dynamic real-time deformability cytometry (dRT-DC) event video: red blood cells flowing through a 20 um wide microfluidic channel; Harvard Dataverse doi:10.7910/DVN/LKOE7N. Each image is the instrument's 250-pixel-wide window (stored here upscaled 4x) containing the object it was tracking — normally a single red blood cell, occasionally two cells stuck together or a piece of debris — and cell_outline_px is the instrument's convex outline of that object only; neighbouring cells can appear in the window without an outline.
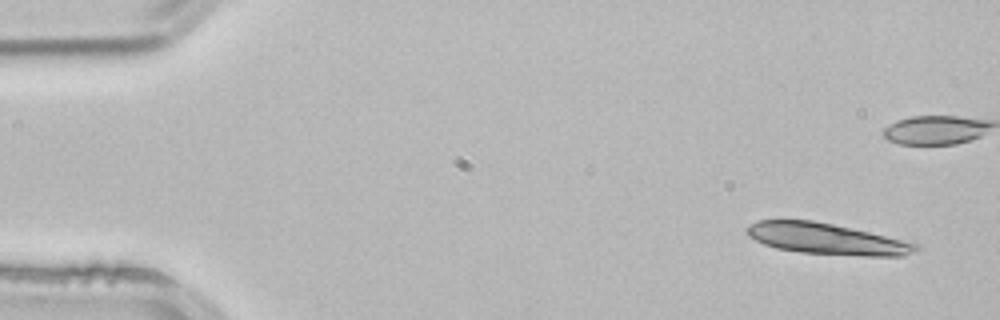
{"species": "common noctule bat (a hibernating species)", "species_latin": "Nyctalus noctula", "temperature_condition": "room temperature", "stored_images_in_passage": 4, "camera_frame_rate_fps": 3000, "um_per_image_px": 0.085, "animal": {"sex": "male", "body_mass_g": 21.5, "forearm_length_mm": 52.0}, "frame": {"image": 1, "passage_image": 1, "time_ms": 0.0, "image_size_px": [1000, 320], "cell_outline_px": [[920, 252], [904, 256], [864, 256], [800, 252], [776, 248], [764, 244], [748, 236], [744, 232], [748, 224], [756, 220], [812, 220], [832, 224], [868, 232], [920, 244]], "centroid_in_image_um": [70.27, 20.31], "position_along_channel_um": 14.7, "area_um2": 30.75}}
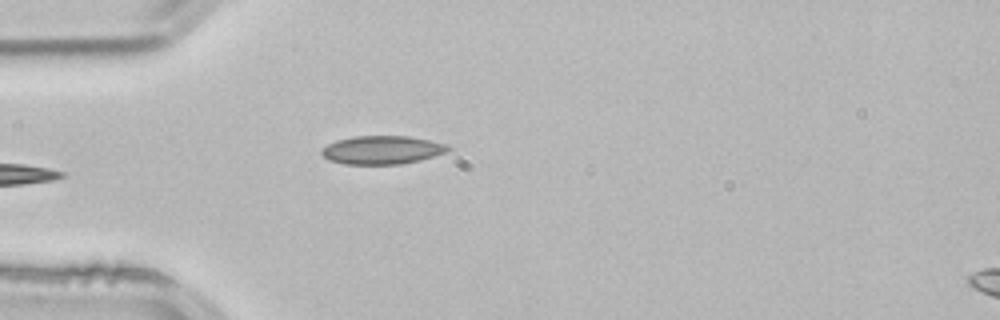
{"frame": {"image": 2, "passage_image": 4, "time_ms": 1.0, "image_size_px": [1000, 320], "cell_outline_px": [[452, 148], [444, 152], [420, 160], [400, 164], [344, 164], [328, 160], [320, 152], [320, 148], [336, 140], [356, 136], [408, 136], [428, 140], [444, 144]], "centroid_in_image_um": [32.41, 12.75], "position_along_channel_um": 52.6, "area_um2": 20.75}}